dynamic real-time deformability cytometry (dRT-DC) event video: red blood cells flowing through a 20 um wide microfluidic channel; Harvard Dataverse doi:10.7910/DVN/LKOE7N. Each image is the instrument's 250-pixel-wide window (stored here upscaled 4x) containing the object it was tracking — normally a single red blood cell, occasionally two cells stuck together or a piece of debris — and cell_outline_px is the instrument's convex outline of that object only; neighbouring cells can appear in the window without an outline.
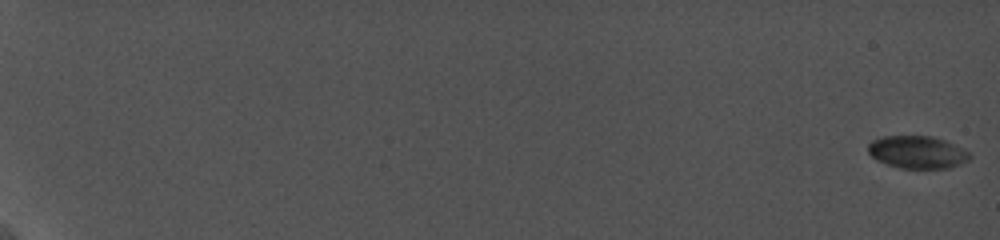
{"species": "common noctule bat (a hibernating species)", "species_latin": "Nyctalus noctula", "temperature_condition": "cold", "stored_images_in_passage": 51, "camera_frame_rate_fps": 5000, "um_per_image_px": 0.085, "animal": {"sex": "female", "body_mass_g": 19.0, "forearm_length_mm": 56.7}, "frame": {"image": 1, "passage_image": 1, "time_ms": 0.0, "image_size_px": [1000, 240], "cell_outline_px": [[972, 156], [968, 160], [948, 168], [900, 168], [876, 160], [868, 152], [868, 144], [872, 140], [884, 136], [932, 136], [944, 140], [968, 152]], "centroid_in_image_um": [77.93, 12.93], "position_along_channel_um": 7.1, "area_um2": 19.02}}
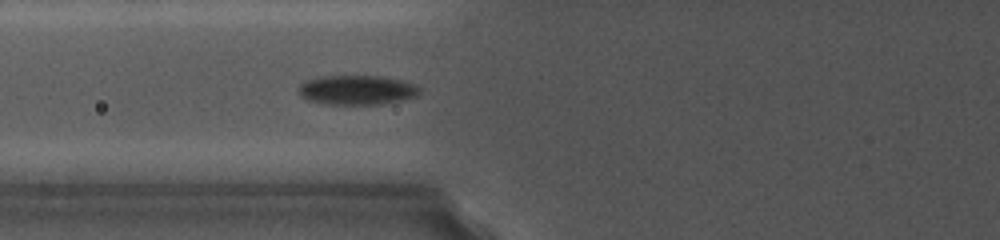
{"frame": {"image": 2, "passage_image": 25, "time_ms": 9.4, "image_size_px": [1000, 240], "cell_outline_px": [[420, 92], [416, 96], [404, 100], [380, 104], [324, 104], [308, 100], [300, 96], [296, 92], [300, 84], [304, 80], [320, 76], [380, 76], [400, 80], [412, 84], [420, 88]], "centroid_in_image_um": [30.27, 7.65], "position_along_channel_um": 95.5, "area_um2": 20.92}}
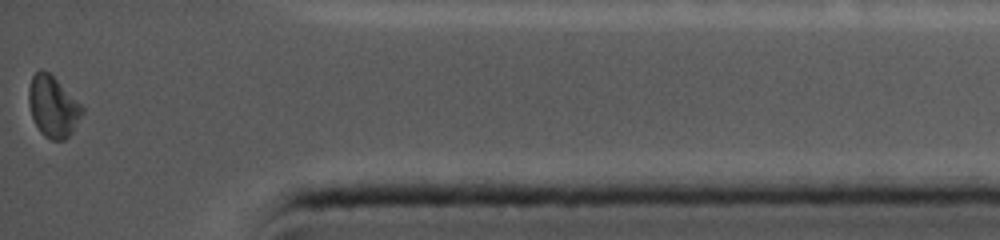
{"frame": {"image": 3, "passage_image": 51, "time_ms": 18.6, "image_size_px": [1000, 240], "cell_outline_px": [[84, 112], [72, 132], [64, 140], [52, 140], [44, 136], [40, 132], [32, 116], [28, 104], [28, 88], [32, 76], [40, 68], [44, 68], [84, 108]], "centroid_in_image_um": [4.48, 9.06], "position_along_channel_um": 430.7, "area_um2": 18.84}, "authors_computed_cell_mechanics": {"area_um2": 19.363, "velocity_mm_per_s": 3.7596, "shape_relaxation_time_tau1_ms": null, "shape_relaxation_time_tau2_ms": 4.5044, "deformation_change_tau1": null, "deformation_change_tau2": 0.056}}